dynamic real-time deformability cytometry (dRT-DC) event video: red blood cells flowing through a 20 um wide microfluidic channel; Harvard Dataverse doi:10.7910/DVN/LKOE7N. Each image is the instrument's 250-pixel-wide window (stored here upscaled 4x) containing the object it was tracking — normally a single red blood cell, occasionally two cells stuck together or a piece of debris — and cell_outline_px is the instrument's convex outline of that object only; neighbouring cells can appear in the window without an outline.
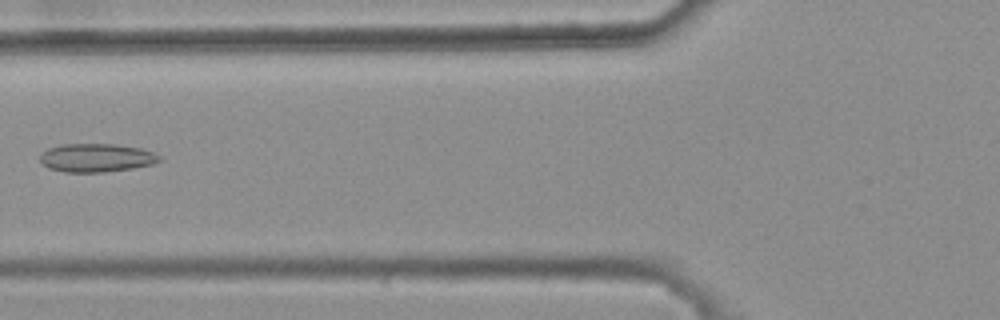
{"species": "common noctule bat (a hibernating species)", "species_latin": "Nyctalus noctula", "temperature_condition": "warm", "stored_images_in_passage": 8, "camera_frame_rate_fps": 3000, "um_per_image_px": 0.085, "animal": {"sex": "female", "body_mass_g": 25.1}, "frame": {"image": 1, "passage_image": 6, "time_ms": 1.667, "image_size_px": [1000, 320], "cell_outline_px": [[164, 160], [152, 164], [132, 168], [104, 172], [64, 172], [48, 168], [40, 160], [40, 152], [48, 148], [60, 144], [116, 144], [140, 148], [152, 152], [160, 156]], "centroid_in_image_um": [8.18, 13.41], "position_along_channel_um": 117.6, "area_um2": 19.88}}
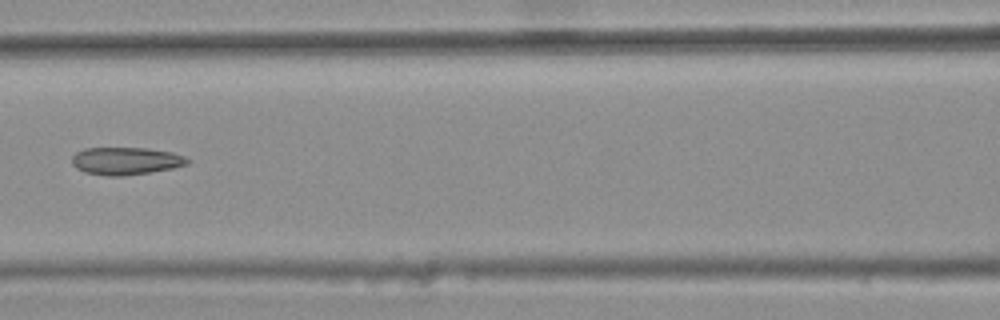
{"frame": {"image": 2, "passage_image": 7, "time_ms": 2.0, "image_size_px": [1000, 320], "cell_outline_px": [[192, 160], [188, 164], [172, 168], [124, 176], [104, 176], [84, 172], [76, 168], [72, 164], [72, 156], [76, 152], [84, 148], [148, 148], [172, 152], [184, 156]], "centroid_in_image_um": [10.68, 13.68], "position_along_channel_um": 155.9, "area_um2": 18.67}}
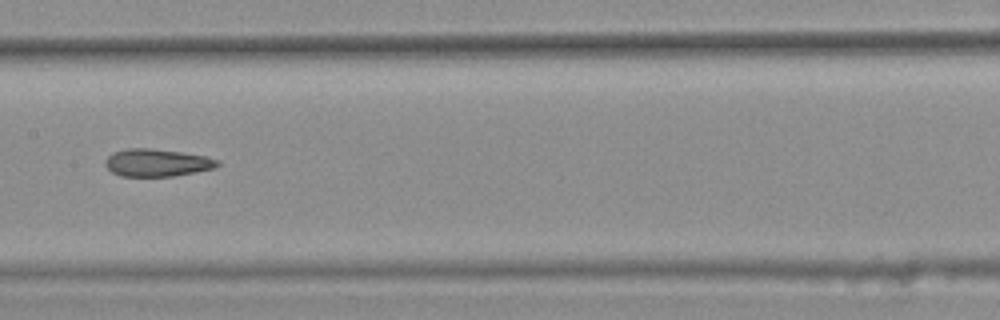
{"frame": {"image": 3, "passage_image": 8, "time_ms": 2.333, "image_size_px": [1000, 320], "cell_outline_px": [[220, 164], [216, 168], [172, 176], [120, 176], [112, 172], [104, 164], [104, 160], [112, 152], [128, 148], [152, 148], [180, 152], [204, 156], [220, 160]], "centroid_in_image_um": [13.33, 13.82], "position_along_channel_um": 194.1, "area_um2": 18.03}}